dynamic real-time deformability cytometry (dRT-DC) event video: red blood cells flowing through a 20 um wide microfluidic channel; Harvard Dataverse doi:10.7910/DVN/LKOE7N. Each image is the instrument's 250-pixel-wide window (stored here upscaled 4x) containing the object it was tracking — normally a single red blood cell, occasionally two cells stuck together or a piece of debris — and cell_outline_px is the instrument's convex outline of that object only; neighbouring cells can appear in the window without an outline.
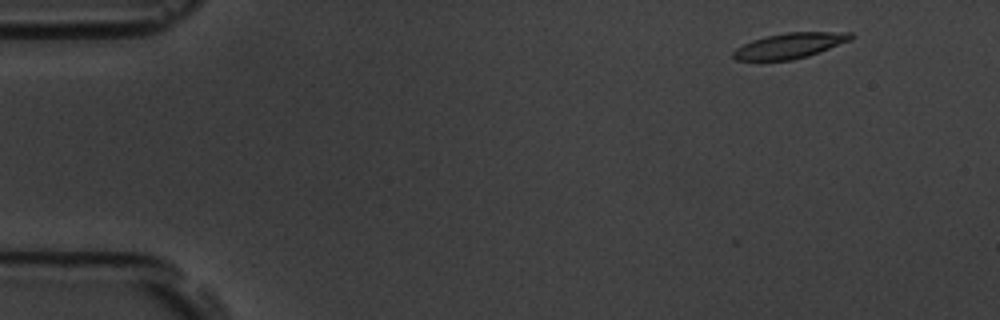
{"species": "common noctule bat (a hibernating species)", "species_latin": "Nyctalus noctula", "temperature_condition": "room temperature", "stored_images_in_passage": 4, "camera_frame_rate_fps": 3000, "um_per_image_px": 0.085, "animal": {"sex": "male", "body_mass_g": 19.5, "forearm_length_mm": 54.6}, "frame": {"image": 1, "passage_image": 1, "time_ms": 0.0, "image_size_px": [1000, 320], "cell_outline_px": [[856, 36], [852, 40], [820, 52], [808, 56], [792, 60], [736, 60], [732, 56], [732, 52], [736, 48], [752, 40], [764, 36], [788, 32], [852, 32]], "centroid_in_image_um": [67.17, 3.87], "position_along_channel_um": 17.8, "area_um2": 17.57}}
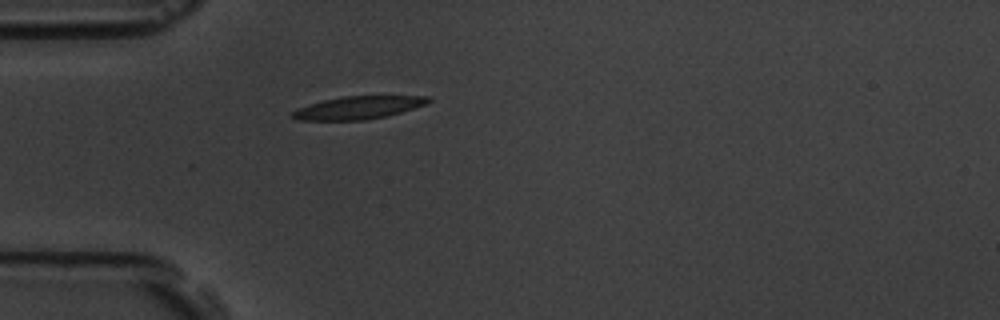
{"frame": {"image": 2, "passage_image": 4, "time_ms": 3.667, "image_size_px": [1000, 320], "cell_outline_px": [[432, 100], [428, 104], [388, 116], [364, 120], [296, 120], [288, 116], [292, 112], [300, 108], [324, 100], [344, 96], [428, 96]], "centroid_in_image_um": [30.49, 9.16], "position_along_channel_um": 54.5, "area_um2": 18.03}}